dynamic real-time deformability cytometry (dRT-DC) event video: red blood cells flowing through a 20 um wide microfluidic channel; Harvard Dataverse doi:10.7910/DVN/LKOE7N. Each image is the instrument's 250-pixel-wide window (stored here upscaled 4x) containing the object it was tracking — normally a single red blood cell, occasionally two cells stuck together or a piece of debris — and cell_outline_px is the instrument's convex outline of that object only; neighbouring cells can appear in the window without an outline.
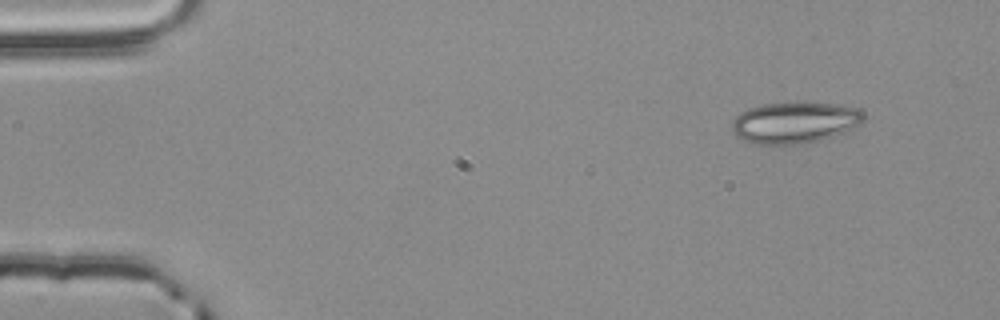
{"species": "common noctule bat (a hibernating species)", "species_latin": "Nyctalus noctula", "temperature_condition": "room temperature", "stored_images_in_passage": 3, "camera_frame_rate_fps": 3000, "um_per_image_px": 0.085, "animal": {"sex": "male", "body_mass_g": 20.4}, "frame": {"image": 1, "passage_image": 3, "time_ms": 0.667, "image_size_px": [1000, 320], "cell_outline_px": [[864, 120], [852, 132], [804, 144], [756, 144], [744, 140], [736, 136], [732, 132], [732, 120], [740, 112], [748, 108], [764, 104], [836, 104], [860, 108], [864, 112]], "centroid_in_image_um": [67.61, 10.45], "position_along_channel_um": 17.4, "area_um2": 31.91}}